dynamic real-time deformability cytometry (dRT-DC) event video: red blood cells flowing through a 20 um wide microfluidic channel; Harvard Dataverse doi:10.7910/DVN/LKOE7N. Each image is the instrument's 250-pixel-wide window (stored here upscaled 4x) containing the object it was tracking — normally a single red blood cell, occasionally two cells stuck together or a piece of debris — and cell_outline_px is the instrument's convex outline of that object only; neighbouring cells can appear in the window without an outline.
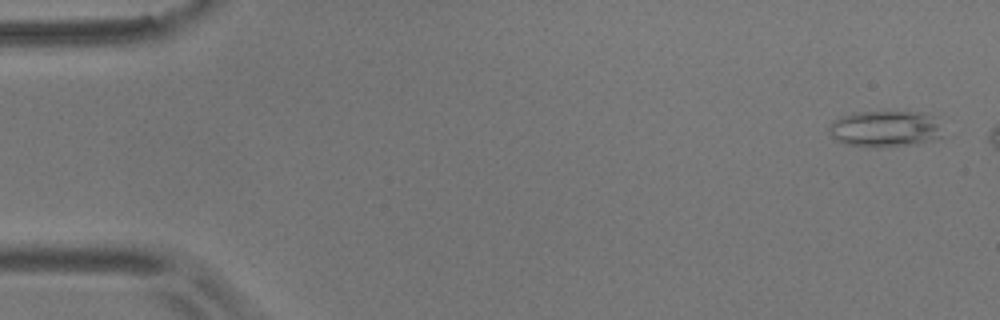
{"species": "common noctule bat (a hibernating species)", "species_latin": "Nyctalus noctula", "temperature_condition": "room temperature", "stored_images_in_passage": 8, "camera_frame_rate_fps": 3000, "um_per_image_px": 0.085, "animal": {"sex": "male", "body_mass_g": 17.9}, "frame": {"image": 1, "passage_image": 2, "time_ms": 0.333, "image_size_px": [1000, 320], "cell_outline_px": [[940, 136], [932, 140], [912, 144], [880, 148], [876, 148], [844, 144], [836, 140], [828, 132], [828, 128], [832, 120], [840, 116], [852, 112], [888, 108], [924, 112], [932, 116], [936, 124]], "centroid_in_image_um": [75.12, 10.89], "position_along_channel_um": 9.9, "area_um2": 25.03}}